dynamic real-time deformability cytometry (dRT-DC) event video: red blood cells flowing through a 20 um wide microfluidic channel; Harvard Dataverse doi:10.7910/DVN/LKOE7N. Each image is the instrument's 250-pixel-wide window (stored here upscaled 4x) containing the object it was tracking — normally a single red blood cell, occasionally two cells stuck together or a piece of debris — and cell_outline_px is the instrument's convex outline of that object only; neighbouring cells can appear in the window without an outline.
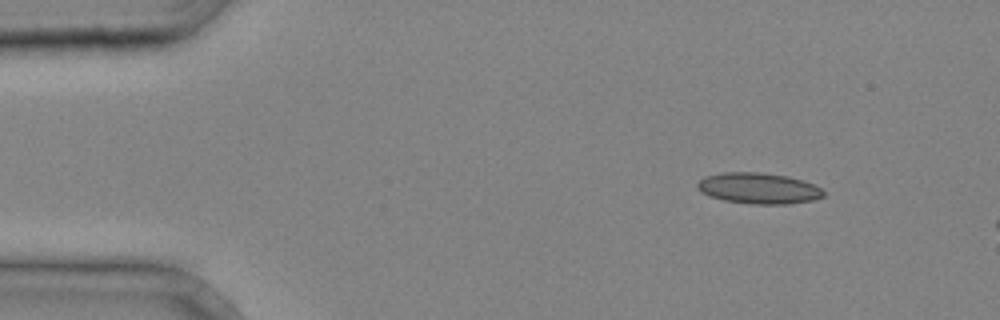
{"species": "common noctule bat (a hibernating species)", "species_latin": "Nyctalus noctula", "temperature_condition": "cold", "stored_images_in_passage": 4, "camera_frame_rate_fps": 3000, "um_per_image_px": 0.085, "animal": {"sex": "male", "body_mass_g": 20.4}, "frame": {"image": 1, "passage_image": 2, "time_ms": 0.333, "image_size_px": [1000, 320], "cell_outline_px": [[824, 196], [812, 200], [788, 204], [752, 204], [724, 200], [708, 196], [700, 192], [696, 188], [696, 184], [704, 176], [724, 172], [760, 172], [788, 176], [804, 180], [820, 188], [824, 192]], "centroid_in_image_um": [64.44, 16.0], "position_along_channel_um": 20.6, "area_um2": 22.89}}